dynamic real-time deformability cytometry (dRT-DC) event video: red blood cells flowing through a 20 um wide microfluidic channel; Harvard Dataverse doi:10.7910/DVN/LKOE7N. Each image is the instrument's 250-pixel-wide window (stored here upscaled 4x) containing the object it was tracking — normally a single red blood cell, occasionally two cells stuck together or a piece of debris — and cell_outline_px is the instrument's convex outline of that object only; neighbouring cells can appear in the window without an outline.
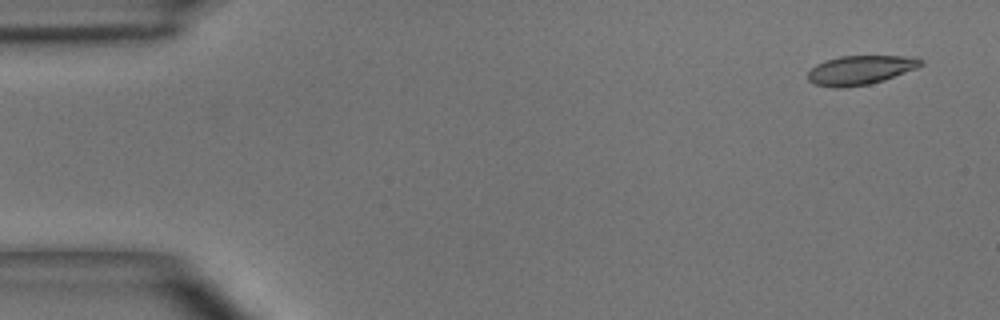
{"species": "common noctule bat (a hibernating species)", "species_latin": "Nyctalus noctula", "temperature_condition": "room temperature", "stored_images_in_passage": 5, "segment_of_instrument_passage": [2, 2], "camera_frame_rate_fps": 3000, "um_per_image_px": 0.085, "animal": {"sex": "male", "body_mass_g": 15.6}, "frame": {"image": 1, "passage_image": 5, "time_ms": 5.667, "image_size_px": [1000, 320], "cell_outline_px": [[924, 64], [916, 68], [884, 80], [868, 84], [840, 88], [832, 88], [812, 84], [808, 80], [808, 72], [816, 64], [824, 60], [840, 56], [916, 56], [924, 60]], "centroid_in_image_um": [73.12, 5.95], "position_along_channel_um": 11.9, "area_um2": 19.36}}